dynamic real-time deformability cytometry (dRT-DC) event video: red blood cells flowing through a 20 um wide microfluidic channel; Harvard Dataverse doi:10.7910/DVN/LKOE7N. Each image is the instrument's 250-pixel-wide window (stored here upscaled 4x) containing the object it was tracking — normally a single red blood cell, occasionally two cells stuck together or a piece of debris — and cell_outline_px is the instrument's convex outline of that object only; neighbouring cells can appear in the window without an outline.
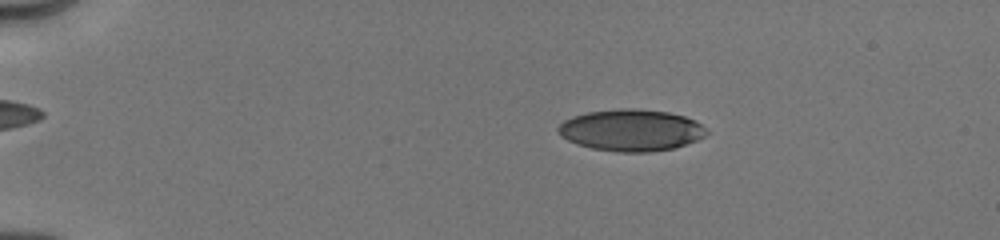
{"species": "human", "species_latin": "Homo sapiens", "temperature_condition": "cold", "stored_images_in_passage": 10, "camera_frame_rate_fps": 3000, "um_per_image_px": 0.085, "donor": {"sex": "male"}, "frame": {"image": 1, "passage_image": 5, "time_ms": 2.667, "image_size_px": [1000, 240], "cell_outline_px": [[708, 132], [704, 136], [696, 140], [676, 148], [648, 152], [620, 152], [592, 148], [576, 144], [560, 136], [556, 132], [556, 128], [564, 120], [572, 116], [588, 112], [620, 108], [636, 108], [668, 112], [684, 116], [696, 120]], "centroid_in_image_um": [53.61, 11.06], "position_along_channel_um": 31.4, "area_um2": 36.18}}
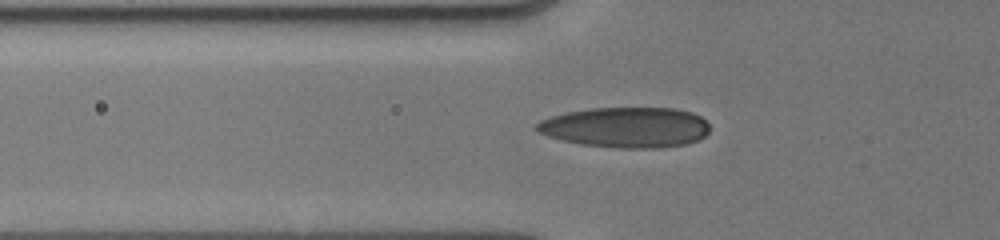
{"frame": {"image": 2, "passage_image": 9, "time_ms": 5.667, "image_size_px": [1000, 240], "cell_outline_px": [[708, 132], [704, 136], [696, 140], [684, 144], [656, 148], [620, 148], [580, 144], [548, 136], [536, 132], [532, 128], [532, 124], [548, 116], [568, 112], [592, 108], [676, 108], [692, 112], [700, 116], [708, 124]], "centroid_in_image_um": [53.13, 10.81], "position_along_channel_um": 72.7, "area_um2": 40.92}}